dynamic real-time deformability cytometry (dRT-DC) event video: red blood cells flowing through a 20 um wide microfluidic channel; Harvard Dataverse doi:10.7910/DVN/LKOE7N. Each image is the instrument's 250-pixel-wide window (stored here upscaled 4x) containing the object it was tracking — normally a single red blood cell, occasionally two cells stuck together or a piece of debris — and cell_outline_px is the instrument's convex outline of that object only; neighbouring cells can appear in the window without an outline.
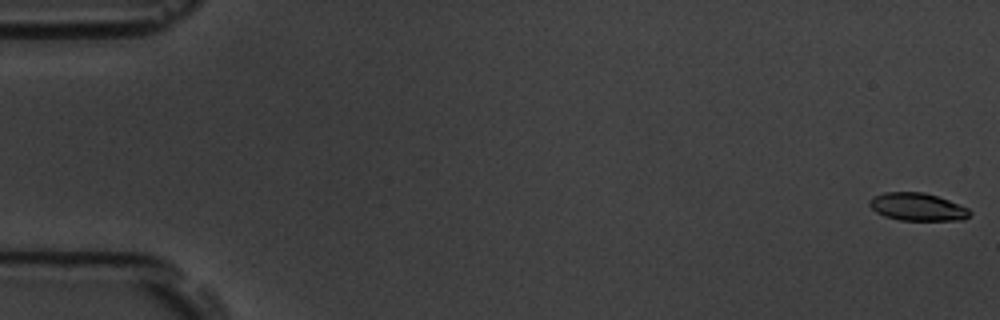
{"species": "common noctule bat (a hibernating species)", "species_latin": "Nyctalus noctula", "temperature_condition": "room temperature", "stored_images_in_passage": 6, "camera_frame_rate_fps": 3000, "um_per_image_px": 0.085, "animal": {"sex": "male", "body_mass_g": 19.5, "forearm_length_mm": 54.6}, "frame": {"image": 1, "passage_image": 1, "time_ms": 0.0, "image_size_px": [1000, 320], "cell_outline_px": [[972, 212], [964, 220], [900, 220], [884, 216], [876, 212], [868, 204], [868, 200], [872, 196], [884, 192], [924, 192], [948, 200], [968, 208]], "centroid_in_image_um": [77.95, 17.58], "position_along_channel_um": 7.1, "area_um2": 16.24}}
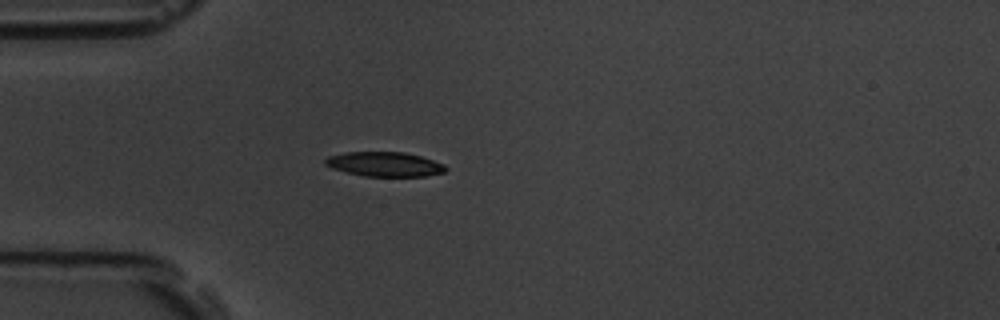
{"frame": {"image": 2, "passage_image": 5, "time_ms": 5.333, "image_size_px": [1000, 320], "cell_outline_px": [[448, 168], [444, 172], [424, 176], [364, 176], [332, 168], [324, 164], [324, 160], [328, 156], [344, 152], [404, 152], [420, 156], [444, 164]], "centroid_in_image_um": [32.68, 13.95], "position_along_channel_um": 52.3, "area_um2": 17.11}}